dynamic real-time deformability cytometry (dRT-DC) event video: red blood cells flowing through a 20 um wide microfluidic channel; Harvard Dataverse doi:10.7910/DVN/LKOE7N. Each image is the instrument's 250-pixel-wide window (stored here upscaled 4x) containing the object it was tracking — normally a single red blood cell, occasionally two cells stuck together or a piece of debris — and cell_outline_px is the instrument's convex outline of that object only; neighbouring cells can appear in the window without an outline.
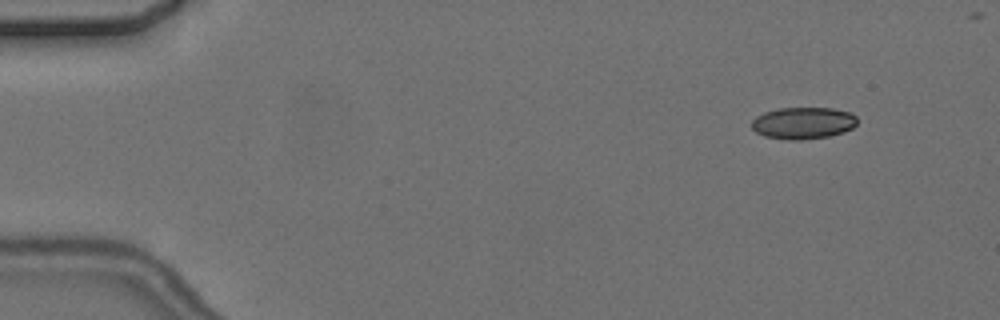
{"species": "common noctule bat (a hibernating species)", "species_latin": "Nyctalus noctula", "temperature_condition": "cold", "stored_images_in_passage": 5, "camera_frame_rate_fps": 3000, "um_per_image_px": 0.085, "animal": {"sex": "female", "body_mass_g": 24.6, "forearm_length_mm": 56.2}, "frame": {"image": 1, "passage_image": 1, "time_ms": 0.0, "image_size_px": [1000, 320], "cell_outline_px": [[856, 124], [852, 128], [844, 132], [828, 136], [800, 140], [788, 140], [764, 136], [756, 132], [752, 128], [752, 120], [756, 116], [764, 112], [780, 108], [832, 108], [848, 112], [856, 116]], "centroid_in_image_um": [68.25, 10.46], "position_along_channel_um": 16.8, "area_um2": 19.54}}
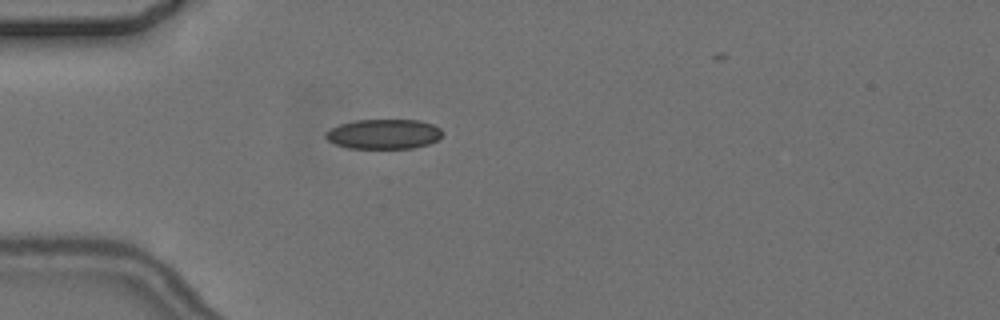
{"frame": {"image": 2, "passage_image": 4, "time_ms": 3.667, "image_size_px": [1000, 320], "cell_outline_px": [[444, 132], [436, 140], [428, 144], [412, 148], [348, 148], [336, 144], [328, 140], [324, 136], [324, 132], [340, 124], [356, 120], [420, 120], [432, 124], [440, 128]], "centroid_in_image_um": [32.61, 11.39], "position_along_channel_um": 52.4, "area_um2": 20.23}}